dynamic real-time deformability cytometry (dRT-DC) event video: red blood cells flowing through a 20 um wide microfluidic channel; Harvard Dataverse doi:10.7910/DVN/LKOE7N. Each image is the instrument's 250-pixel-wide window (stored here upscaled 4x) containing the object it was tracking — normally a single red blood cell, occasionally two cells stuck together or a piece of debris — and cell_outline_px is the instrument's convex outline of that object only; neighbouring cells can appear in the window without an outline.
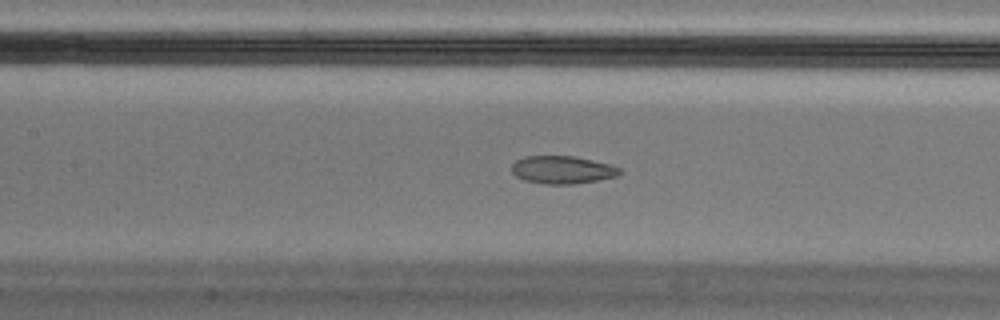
{"species": "Egyptian fruit bat (a non-hibernating species)", "species_latin": "Rousettus aegyptiacus", "temperature_condition": "cold", "stored_images_in_passage": 50, "camera_frame_rate_fps": 3000, "um_per_image_px": 0.085, "animal": {"sex": "male"}, "frame": {"image": 1, "passage_image": 20, "time_ms": 6.333, "image_size_px": [1000, 320], "cell_outline_px": [[620, 172], [616, 176], [596, 180], [572, 184], [544, 184], [524, 180], [516, 176], [512, 172], [512, 164], [516, 160], [524, 156], [576, 156], [608, 164], [620, 168]], "centroid_in_image_um": [47.75, 14.43], "position_along_channel_um": 159.6, "area_um2": 17.34}}
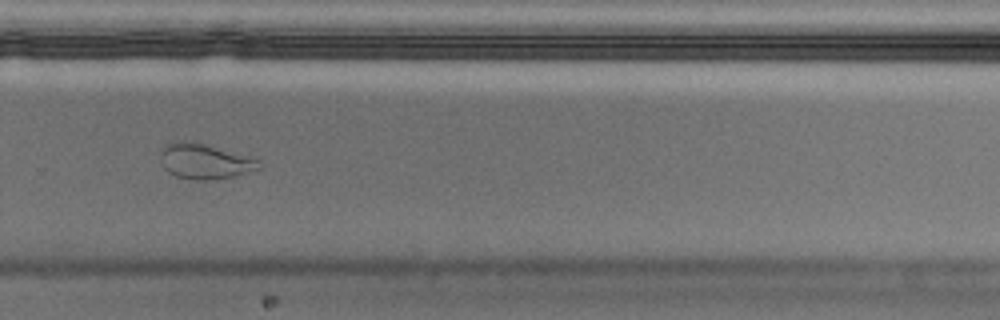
{"frame": {"image": 2, "passage_image": 33, "time_ms": 10.667, "image_size_px": [1000, 320], "cell_outline_px": [[260, 168], [248, 172], [232, 176], [208, 180], [192, 180], [176, 176], [168, 172], [164, 168], [160, 156], [160, 152], [168, 144], [176, 140], [196, 140], [260, 160]], "centroid_in_image_um": [17.38, 13.68], "position_along_channel_um": 312.4, "area_um2": 20.4}}
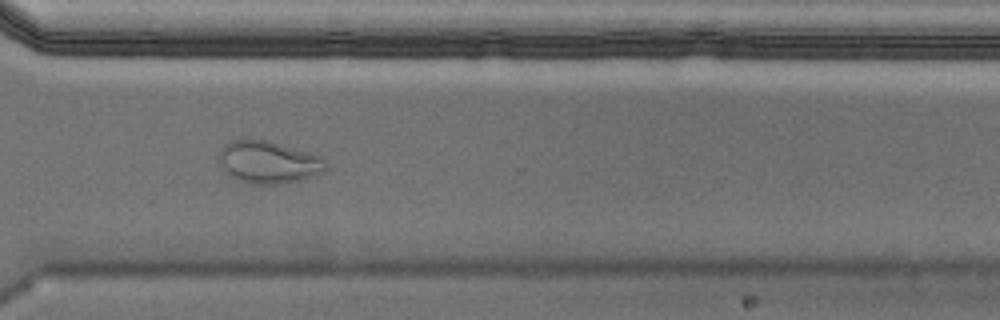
{"frame": {"image": 3, "passage_image": 36, "time_ms": 11.667, "image_size_px": [1000, 320], "cell_outline_px": [[328, 168], [324, 172], [296, 180], [280, 184], [252, 184], [236, 180], [228, 176], [224, 172], [216, 156], [220, 148], [224, 144], [232, 140], [264, 140], [308, 152], [320, 156], [324, 160]], "centroid_in_image_um": [22.74, 13.8], "position_along_channel_um": 347.9, "area_um2": 26.36}, "authors_computed_cell_mechanics": {"area_um2": 18.8717, "velocity_mm_per_s": 3.5363, "shape_relaxation_time_tau1_ms": null, "shape_relaxation_time_tau2_ms": 1.821, "deformation_change_tau1": null, "deformation_change_tau2": 0.0725}}